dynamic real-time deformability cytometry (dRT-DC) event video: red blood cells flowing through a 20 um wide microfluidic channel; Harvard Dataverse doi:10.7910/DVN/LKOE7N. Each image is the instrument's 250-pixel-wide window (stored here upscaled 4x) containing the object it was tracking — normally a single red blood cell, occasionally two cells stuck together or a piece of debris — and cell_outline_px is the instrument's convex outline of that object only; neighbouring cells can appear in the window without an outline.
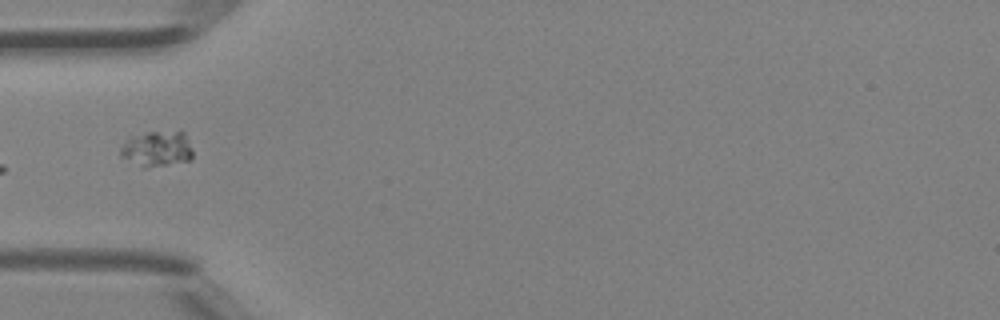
{"species": "Egyptian fruit bat (a non-hibernating species)", "species_latin": "Rousettus aegyptiacus", "temperature_condition": "room temperature", "stored_images_in_passage": 4, "camera_frame_rate_fps": 3000, "um_per_image_px": 0.085, "animal": {"sex": "female"}, "frame": {"image": 1, "passage_image": 4, "time_ms": 1.0, "image_size_px": [1000, 320], "cell_outline_px": [[192, 160], [144, 168], [140, 168], [120, 156], [120, 148], [128, 140], [136, 136], [148, 132], [180, 128], [184, 132], [192, 148]], "centroid_in_image_um": [13.39, 12.63], "position_along_channel_um": 71.6, "area_um2": 15.32}}